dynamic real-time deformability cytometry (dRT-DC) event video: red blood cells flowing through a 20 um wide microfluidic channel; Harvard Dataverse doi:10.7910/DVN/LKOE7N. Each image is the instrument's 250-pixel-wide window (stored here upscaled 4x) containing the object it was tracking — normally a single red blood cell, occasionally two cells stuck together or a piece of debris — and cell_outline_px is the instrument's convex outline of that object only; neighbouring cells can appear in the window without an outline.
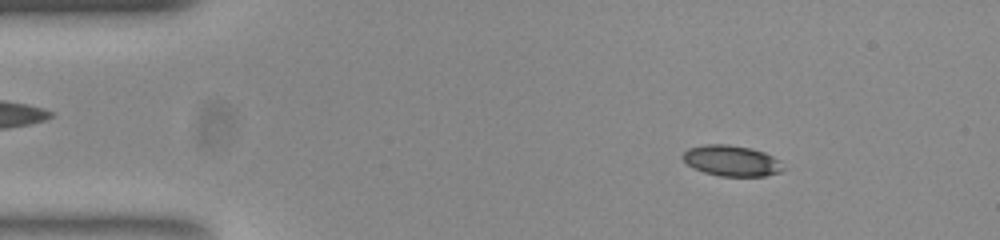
{"species": "common noctule bat (a hibernating species)", "species_latin": "Nyctalus noctula", "temperature_condition": "room temperature", "stored_images_in_passage": 53, "camera_frame_rate_fps": 3000, "um_per_image_px": 0.085, "animal": {"sex": "female", "body_mass_g": 23.0, "forearm_length_mm": 53.4}, "frame": {"image": 1, "passage_image": 7, "time_ms": 2.0, "image_size_px": [1000, 240], "cell_outline_px": [[784, 168], [780, 172], [764, 176], [720, 176], [704, 172], [692, 168], [684, 160], [684, 152], [688, 148], [704, 144], [728, 144], [752, 148], [764, 152], [780, 160]], "centroid_in_image_um": [62.2, 13.66], "position_along_channel_um": 22.8, "area_um2": 18.03}}
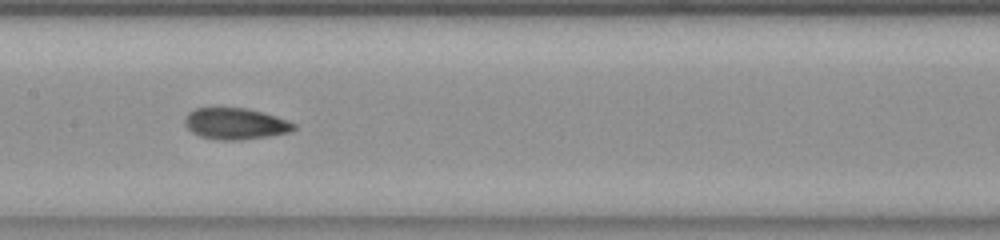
{"frame": {"image": 2, "passage_image": 26, "time_ms": 8.333, "image_size_px": [1000, 240], "cell_outline_px": [[296, 128], [288, 132], [268, 136], [236, 140], [224, 140], [200, 136], [192, 132], [184, 124], [184, 120], [188, 112], [196, 108], [244, 108], [276, 116], [288, 120], [296, 124]], "centroid_in_image_um": [20.0, 10.51], "position_along_channel_um": 187.4, "area_um2": 19.65}}
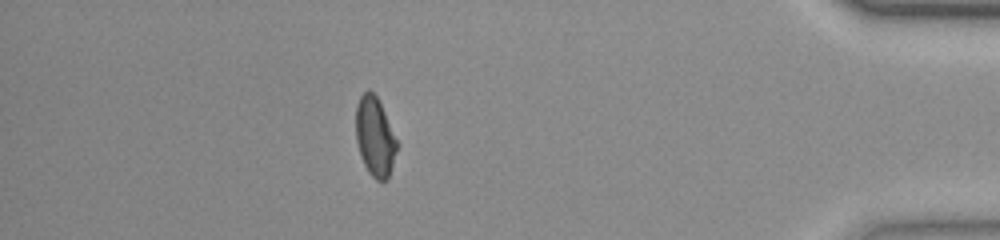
{"frame": {"image": 3, "passage_image": 47, "time_ms": 15.333, "image_size_px": [1000, 240], "cell_outline_px": [[400, 144], [388, 180], [376, 180], [368, 172], [360, 156], [356, 140], [356, 104], [360, 96], [368, 88], [376, 96]], "centroid_in_image_um": [31.89, 11.65], "position_along_channel_um": 403.3, "area_um2": 19.25}, "authors_computed_cell_mechanics": {"area_um2": 19.2474, "velocity_mm_per_s": 3.7791, "shape_relaxation_time_tau1_ms": 8.0397, "shape_relaxation_time_tau2_ms": 3.976, "deformation_change_tau1": 0.1388, "deformation_change_tau2": 0.104}}